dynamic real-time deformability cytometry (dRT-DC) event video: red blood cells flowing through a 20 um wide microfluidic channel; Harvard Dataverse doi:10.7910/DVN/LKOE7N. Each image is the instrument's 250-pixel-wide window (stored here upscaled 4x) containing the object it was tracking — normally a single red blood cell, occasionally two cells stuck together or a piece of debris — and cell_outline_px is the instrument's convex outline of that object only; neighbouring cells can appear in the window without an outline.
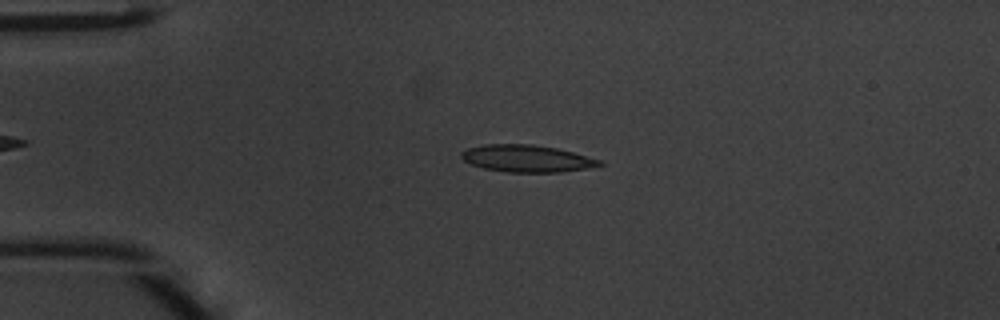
{"species": "common noctule bat (a hibernating species)", "species_latin": "Nyctalus noctula", "temperature_condition": "warm", "stored_images_in_passage": 42, "camera_frame_rate_fps": 3000, "um_per_image_px": 0.085, "animal": {"sex": "male", "body_mass_g": 20.1, "forearm_length_mm": 53.5}, "frame": {"image": 1, "passage_image": 10, "time_ms": 3.0, "image_size_px": [1000, 320], "cell_outline_px": [[604, 164], [588, 168], [560, 172], [508, 172], [484, 168], [472, 164], [464, 160], [460, 156], [460, 152], [468, 148], [484, 144], [532, 144], [556, 148], [604, 160]], "centroid_in_image_um": [44.8, 13.47], "position_along_channel_um": 40.2, "area_um2": 21.79}}
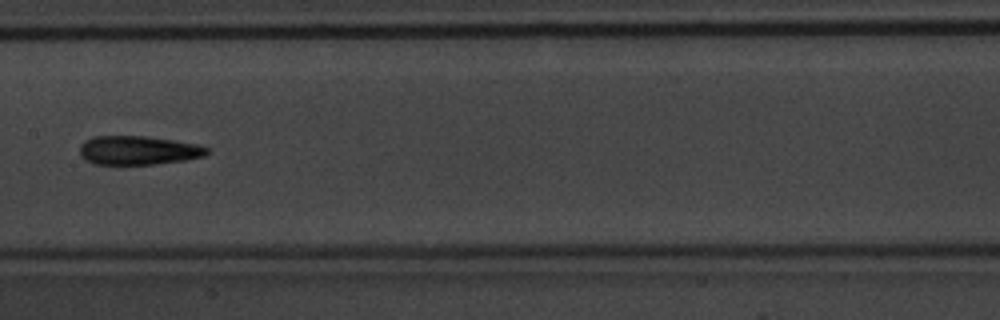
{"frame": {"image": 2, "passage_image": 23, "time_ms": 7.333, "image_size_px": [1000, 320], "cell_outline_px": [[208, 152], [204, 156], [184, 160], [156, 164], [96, 164], [84, 160], [80, 156], [80, 144], [84, 140], [92, 136], [148, 136], [196, 144], [208, 148]], "centroid_in_image_um": [11.7, 12.77], "position_along_channel_um": 195.7, "area_um2": 21.44}}
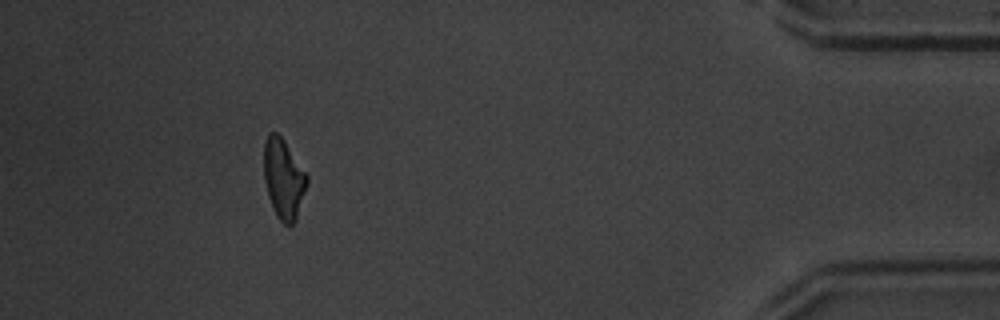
{"frame": {"image": 3, "passage_image": 42, "time_ms": 13.667, "image_size_px": [1000, 320], "cell_outline_px": [[308, 184], [296, 220], [288, 228], [276, 216], [272, 208], [268, 196], [264, 180], [264, 140], [268, 132], [276, 132], [284, 140], [308, 176]], "centroid_in_image_um": [24.1, 15.22], "position_along_channel_um": 411.1, "area_um2": 20.29}, "authors_computed_cell_mechanics": {"area_um2": 21.0392, "velocity_mm_per_s": 4.2681, "shape_relaxation_time_tau1_ms": 8.3038, "shape_relaxation_time_tau2_ms": 3.379, "deformation_change_tau1": 0.2458, "deformation_change_tau2": 0.139}}